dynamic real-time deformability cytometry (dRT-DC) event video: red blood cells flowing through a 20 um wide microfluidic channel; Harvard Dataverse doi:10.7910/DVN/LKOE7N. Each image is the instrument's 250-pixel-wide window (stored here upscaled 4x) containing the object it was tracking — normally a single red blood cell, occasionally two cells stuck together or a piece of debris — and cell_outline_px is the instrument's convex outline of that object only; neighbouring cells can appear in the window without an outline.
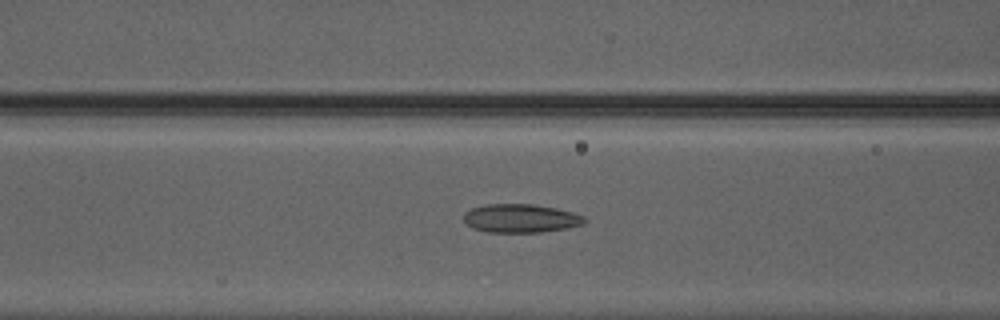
{"species": "Egyptian fruit bat (a non-hibernating species)", "species_latin": "Rousettus aegyptiacus", "temperature_condition": "warm", "stored_images_in_passage": 50, "camera_frame_rate_fps": 3000, "um_per_image_px": 0.085, "animal": {"sex": "male"}, "frame": {"image": 1, "passage_image": 22, "time_ms": 7.0, "image_size_px": [1000, 320], "cell_outline_px": [[588, 220], [584, 224], [568, 228], [540, 232], [488, 232], [472, 228], [464, 220], [464, 212], [472, 208], [488, 204], [532, 204], [556, 208], [572, 212], [584, 216]], "centroid_in_image_um": [44.29, 18.56], "position_along_channel_um": 122.3, "area_um2": 20.11}}
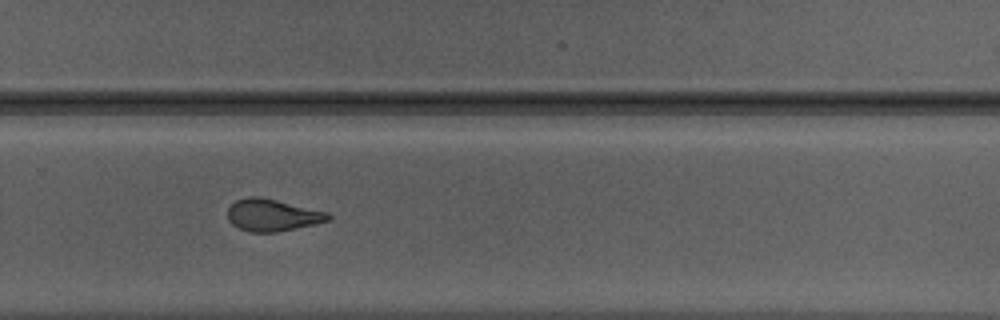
{"frame": {"image": 2, "passage_image": 35, "time_ms": 11.333, "image_size_px": [1000, 320], "cell_outline_px": [[332, 220], [276, 232], [252, 232], [240, 228], [232, 224], [228, 220], [228, 208], [236, 200], [248, 196], [260, 196], [328, 212], [332, 216]], "centroid_in_image_um": [23.16, 18.27], "position_along_channel_um": 306.6, "area_um2": 18.73}}
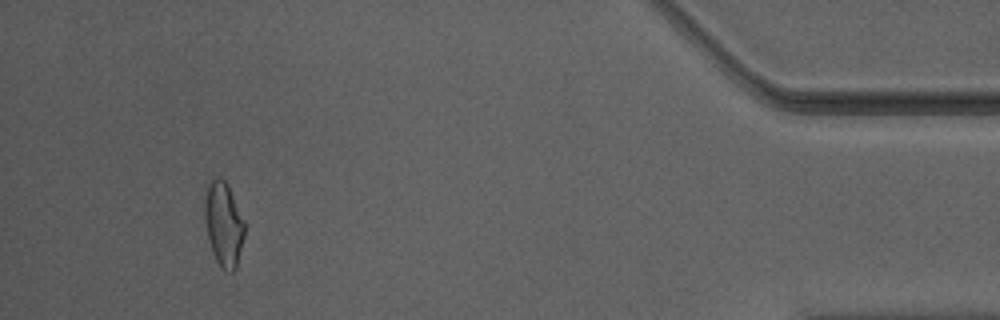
{"frame": {"image": 3, "passage_image": 47, "time_ms": 15.333, "image_size_px": [1000, 320], "cell_outline_px": [[244, 236], [236, 268], [232, 272], [228, 272], [216, 260], [212, 252], [208, 240], [204, 216], [204, 200], [208, 184], [216, 176], [220, 176], [228, 184], [244, 220]], "centroid_in_image_um": [19.0, 19.01], "position_along_channel_um": 416.2, "area_um2": 19.59}, "authors_computed_cell_mechanics": {"area_um2": 19.7098, "velocity_mm_per_s": 4.2644, "shape_relaxation_time_tau1_ms": 8.467, "shape_relaxation_time_tau2_ms": 1.7927, "deformation_change_tau1": 0.2107, "deformation_change_tau2": 0.0925}}